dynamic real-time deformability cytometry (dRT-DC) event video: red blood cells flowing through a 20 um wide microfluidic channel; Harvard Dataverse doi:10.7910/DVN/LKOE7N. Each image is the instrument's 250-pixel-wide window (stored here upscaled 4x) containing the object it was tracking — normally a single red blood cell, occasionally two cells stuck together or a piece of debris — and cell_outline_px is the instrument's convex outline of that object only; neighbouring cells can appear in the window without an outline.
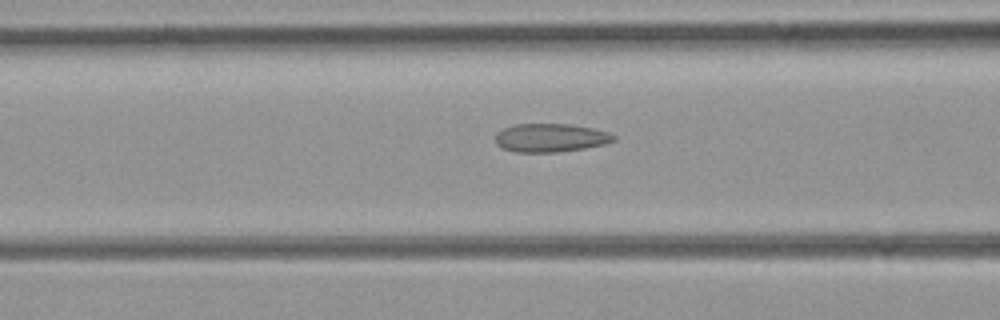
{"species": "common noctule bat (a hibernating species)", "species_latin": "Nyctalus noctula", "temperature_condition": "room temperature", "stored_images_in_passage": 28, "camera_frame_rate_fps": 3000, "um_per_image_px": 0.085, "animal": {"sex": "female", "body_mass_g": 21.9}, "frame": {"image": 1, "passage_image": 8, "time_ms": 2.333, "image_size_px": [1000, 320], "cell_outline_px": [[616, 140], [604, 144], [584, 148], [560, 152], [516, 152], [500, 148], [496, 144], [496, 132], [504, 128], [516, 124], [572, 124], [592, 128], [608, 132], [616, 136]], "centroid_in_image_um": [46.78, 11.71], "position_along_channel_um": 119.8, "area_um2": 19.71}}
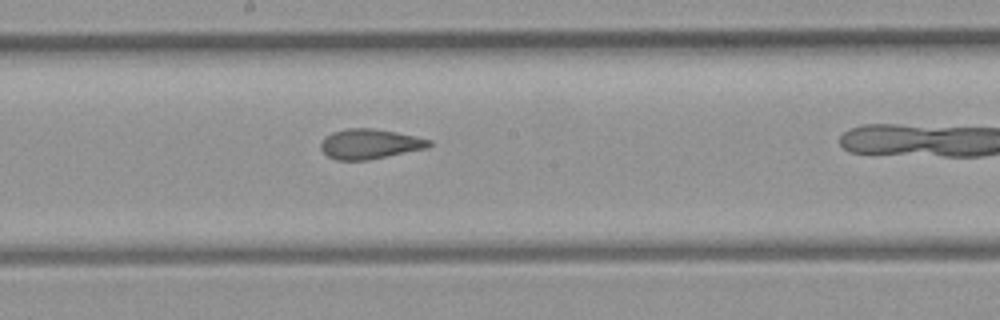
{"frame": {"image": 2, "passage_image": 15, "time_ms": 4.667, "image_size_px": [1000, 320], "cell_outline_px": [[432, 144], [428, 148], [368, 160], [336, 160], [328, 156], [320, 148], [320, 144], [324, 136], [332, 132], [348, 128], [372, 128], [396, 132], [416, 136], [432, 140]], "centroid_in_image_um": [31.43, 12.23], "position_along_channel_um": 216.8, "area_um2": 19.02}}
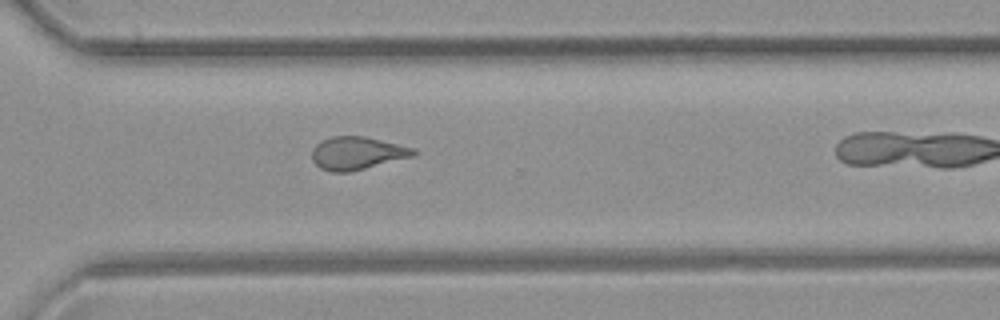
{"frame": {"image": 3, "passage_image": 24, "time_ms": 7.667, "image_size_px": [1000, 320], "cell_outline_px": [[416, 152], [412, 156], [348, 172], [332, 172], [320, 168], [312, 160], [312, 148], [320, 140], [332, 136], [364, 136], [416, 148]], "centroid_in_image_um": [30.31, 13.0], "position_along_channel_um": 340.3, "area_um2": 19.31}}